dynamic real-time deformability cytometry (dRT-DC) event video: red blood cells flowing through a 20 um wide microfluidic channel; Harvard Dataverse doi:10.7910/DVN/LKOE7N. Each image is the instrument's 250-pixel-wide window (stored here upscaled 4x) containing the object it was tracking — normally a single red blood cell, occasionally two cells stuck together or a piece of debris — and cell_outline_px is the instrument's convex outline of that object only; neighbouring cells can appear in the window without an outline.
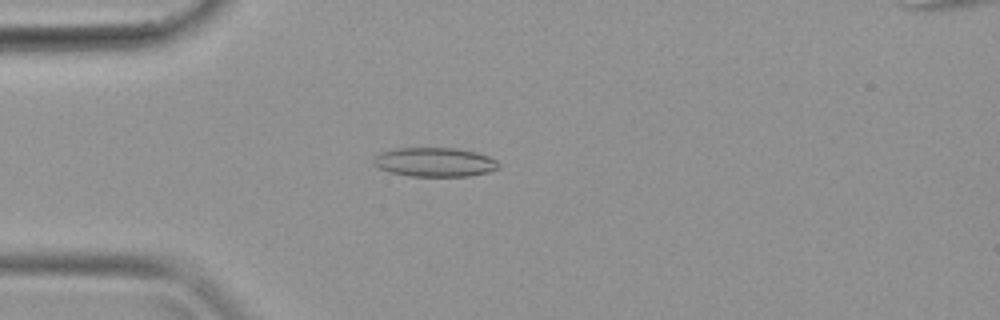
{"species": "common noctule bat (a hibernating species)", "species_latin": "Nyctalus noctula", "temperature_condition": "warm", "stored_images_in_passage": 39, "camera_frame_rate_fps": 3000, "um_per_image_px": 0.085, "animal": {"sex": "female", "body_mass_g": 19.9}, "frame": {"image": 1, "passage_image": 11, "time_ms": 3.333, "image_size_px": [1000, 320], "cell_outline_px": [[500, 168], [488, 172], [468, 176], [408, 176], [388, 172], [372, 164], [372, 156], [380, 152], [392, 148], [456, 148], [476, 152], [488, 156], [496, 160], [500, 164]], "centroid_in_image_um": [36.9, 13.78], "position_along_channel_um": 48.1, "area_um2": 21.56}}
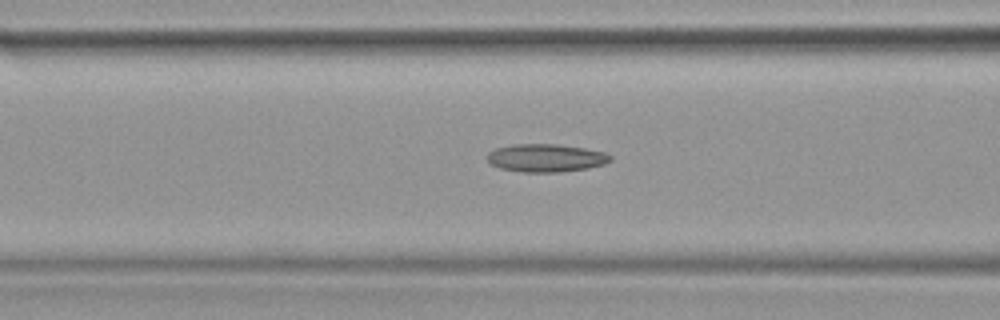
{"frame": {"image": 2, "passage_image": 16, "time_ms": 5.0, "image_size_px": [1000, 320], "cell_outline_px": [[612, 160], [604, 164], [588, 168], [560, 172], [524, 172], [500, 168], [492, 164], [484, 156], [488, 152], [496, 148], [512, 144], [556, 144], [584, 148], [604, 152], [612, 156]], "centroid_in_image_um": [46.39, 13.42], "position_along_channel_um": 120.2, "area_um2": 20.11}}
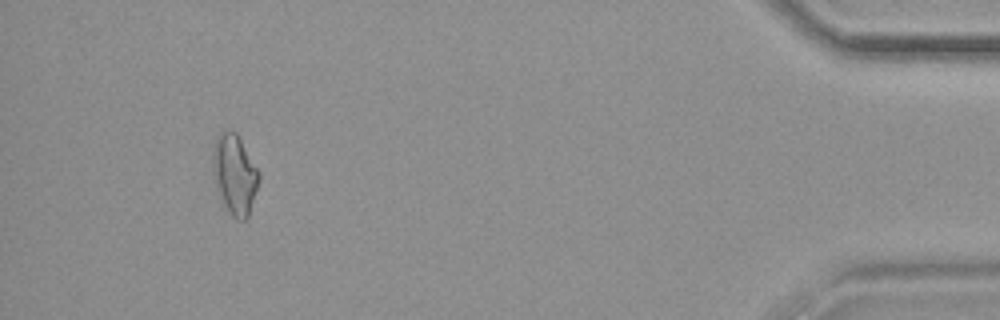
{"frame": {"image": 3, "passage_image": 37, "time_ms": 12.0, "image_size_px": [1000, 320], "cell_outline_px": [[260, 176], [248, 216], [244, 220], [236, 220], [232, 216], [224, 204], [216, 184], [212, 168], [212, 148], [216, 136], [224, 128], [228, 128], [236, 132], [260, 172]], "centroid_in_image_um": [19.93, 14.74], "position_along_channel_um": 415.3, "area_um2": 21.44}}